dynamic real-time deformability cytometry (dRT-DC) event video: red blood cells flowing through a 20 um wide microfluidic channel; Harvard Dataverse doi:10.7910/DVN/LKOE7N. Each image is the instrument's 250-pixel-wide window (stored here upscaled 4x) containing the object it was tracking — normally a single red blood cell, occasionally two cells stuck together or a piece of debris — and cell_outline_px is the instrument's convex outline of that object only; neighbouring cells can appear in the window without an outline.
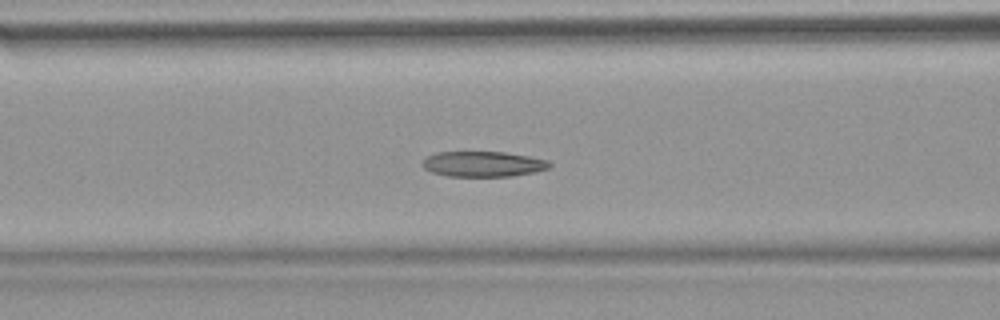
{"species": "common noctule bat (a hibernating species)", "species_latin": "Nyctalus noctula", "temperature_condition": "warm", "stored_images_in_passage": 53, "camera_frame_rate_fps": 3000, "um_per_image_px": 0.085, "animal": {"sex": "female", "body_mass_g": 18.4}, "frame": {"image": 1, "passage_image": 22, "time_ms": 7.0, "image_size_px": [1000, 320], "cell_outline_px": [[552, 164], [548, 168], [532, 172], [512, 176], [448, 176], [432, 172], [424, 168], [424, 160], [428, 156], [436, 152], [504, 152], [528, 156], [548, 160]], "centroid_in_image_um": [41.07, 13.94], "position_along_channel_um": 125.5, "area_um2": 18.55}}
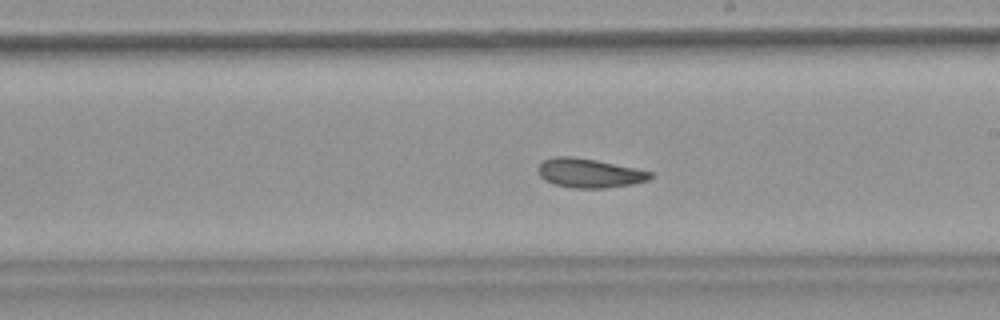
{"frame": {"image": 2, "passage_image": 31, "time_ms": 10.0, "image_size_px": [1000, 320], "cell_outline_px": [[652, 176], [648, 180], [632, 184], [604, 188], [572, 188], [556, 184], [544, 180], [540, 176], [536, 168], [544, 160], [556, 156], [572, 156], [596, 160], [636, 168], [652, 172]], "centroid_in_image_um": [50.07, 14.71], "position_along_channel_um": 238.9, "area_um2": 19.02}}
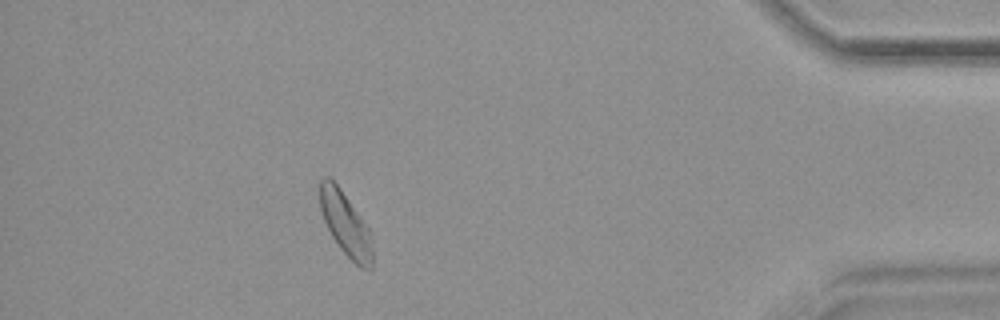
{"frame": {"image": 3, "passage_image": 48, "time_ms": 15.667, "image_size_px": [1000, 320], "cell_outline_px": [[372, 268], [360, 268], [340, 248], [332, 236], [320, 212], [320, 180], [324, 176], [328, 176], [340, 188], [368, 228], [372, 236]], "centroid_in_image_um": [29.37, 19.04], "position_along_channel_um": 405.8, "area_um2": 19.13}, "authors_computed_cell_mechanics": {"area_um2": 19.7676, "velocity_mm_per_s": 3.793, "shape_relaxation_time_tau1_ms": 7.8179, "shape_relaxation_time_tau2_ms": 3.3314, "deformation_change_tau1": 0.1435, "deformation_change_tau2": 0.0916}}